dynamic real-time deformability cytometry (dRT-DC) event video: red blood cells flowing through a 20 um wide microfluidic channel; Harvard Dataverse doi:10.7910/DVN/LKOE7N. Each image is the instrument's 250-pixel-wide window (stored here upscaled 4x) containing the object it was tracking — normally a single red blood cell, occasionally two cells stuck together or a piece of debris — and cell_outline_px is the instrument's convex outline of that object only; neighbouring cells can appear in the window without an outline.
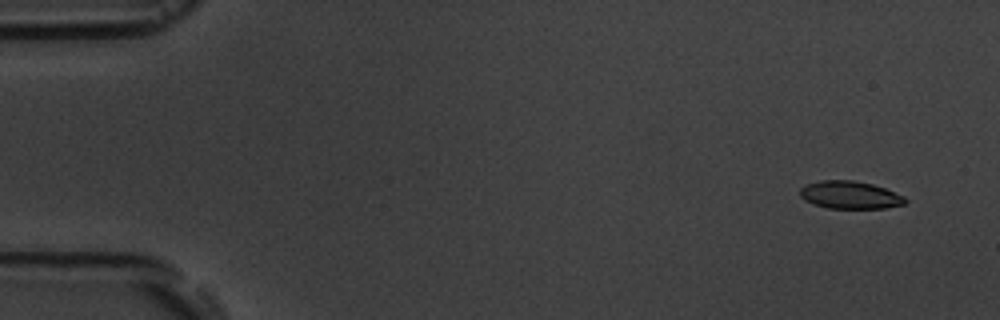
{"species": "common noctule bat (a hibernating species)", "species_latin": "Nyctalus noctula", "temperature_condition": "room temperature", "stored_images_in_passage": 5, "camera_frame_rate_fps": 3000, "um_per_image_px": 0.085, "animal": {"sex": "male", "body_mass_g": 19.5, "forearm_length_mm": 54.6}, "frame": {"image": 1, "passage_image": 2, "time_ms": 1.0, "image_size_px": [1000, 320], "cell_outline_px": [[908, 200], [904, 204], [884, 208], [828, 208], [804, 200], [800, 196], [800, 188], [808, 184], [820, 180], [852, 180], [872, 184], [884, 188], [904, 196]], "centroid_in_image_um": [72.25, 16.57], "position_along_channel_um": 12.7, "area_um2": 16.82}}
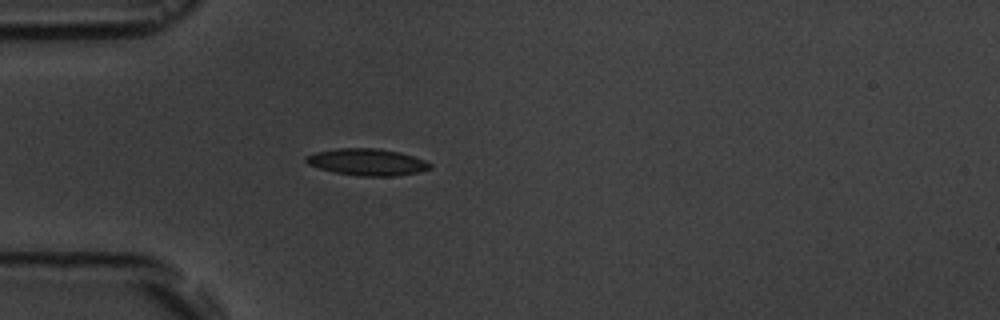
{"frame": {"image": 2, "passage_image": 5, "time_ms": 5.333, "image_size_px": [1000, 320], "cell_outline_px": [[432, 168], [416, 172], [396, 176], [360, 176], [336, 172], [320, 168], [308, 164], [304, 160], [304, 156], [316, 152], [340, 148], [376, 148], [400, 152], [424, 160], [432, 164]], "centroid_in_image_um": [31.2, 13.77], "position_along_channel_um": 53.8, "area_um2": 19.19}}